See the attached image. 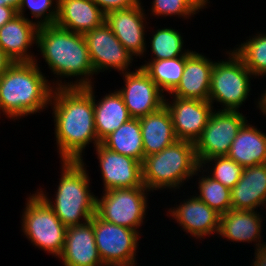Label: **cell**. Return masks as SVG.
<instances>
[{
  "mask_svg": "<svg viewBox=\"0 0 266 266\" xmlns=\"http://www.w3.org/2000/svg\"><path fill=\"white\" fill-rule=\"evenodd\" d=\"M21 0H0V6H9L18 10Z\"/></svg>",
  "mask_w": 266,
  "mask_h": 266,
  "instance_id": "cell-40",
  "label": "cell"
},
{
  "mask_svg": "<svg viewBox=\"0 0 266 266\" xmlns=\"http://www.w3.org/2000/svg\"><path fill=\"white\" fill-rule=\"evenodd\" d=\"M181 34L177 29L171 27L156 29L149 42L153 57L148 60H162L188 55L191 50L183 49L184 40Z\"/></svg>",
  "mask_w": 266,
  "mask_h": 266,
  "instance_id": "cell-30",
  "label": "cell"
},
{
  "mask_svg": "<svg viewBox=\"0 0 266 266\" xmlns=\"http://www.w3.org/2000/svg\"><path fill=\"white\" fill-rule=\"evenodd\" d=\"M199 166L194 143L177 140L159 153L145 156L142 163V182L152 192L159 189L175 192L199 174Z\"/></svg>",
  "mask_w": 266,
  "mask_h": 266,
  "instance_id": "cell-5",
  "label": "cell"
},
{
  "mask_svg": "<svg viewBox=\"0 0 266 266\" xmlns=\"http://www.w3.org/2000/svg\"><path fill=\"white\" fill-rule=\"evenodd\" d=\"M94 149L99 160L103 191L144 186L141 162L130 156L111 151L101 143Z\"/></svg>",
  "mask_w": 266,
  "mask_h": 266,
  "instance_id": "cell-15",
  "label": "cell"
},
{
  "mask_svg": "<svg viewBox=\"0 0 266 266\" xmlns=\"http://www.w3.org/2000/svg\"><path fill=\"white\" fill-rule=\"evenodd\" d=\"M58 259L64 266H104L91 221L67 227L64 248Z\"/></svg>",
  "mask_w": 266,
  "mask_h": 266,
  "instance_id": "cell-18",
  "label": "cell"
},
{
  "mask_svg": "<svg viewBox=\"0 0 266 266\" xmlns=\"http://www.w3.org/2000/svg\"><path fill=\"white\" fill-rule=\"evenodd\" d=\"M214 63L204 54L192 50L186 55L182 78L169 96L207 101Z\"/></svg>",
  "mask_w": 266,
  "mask_h": 266,
  "instance_id": "cell-19",
  "label": "cell"
},
{
  "mask_svg": "<svg viewBox=\"0 0 266 266\" xmlns=\"http://www.w3.org/2000/svg\"><path fill=\"white\" fill-rule=\"evenodd\" d=\"M61 178L54 200L42 188L35 192L49 205L66 227L82 225L95 215L96 196L84 161H60Z\"/></svg>",
  "mask_w": 266,
  "mask_h": 266,
  "instance_id": "cell-4",
  "label": "cell"
},
{
  "mask_svg": "<svg viewBox=\"0 0 266 266\" xmlns=\"http://www.w3.org/2000/svg\"><path fill=\"white\" fill-rule=\"evenodd\" d=\"M145 186L117 188L96 196L95 214L106 222L136 230L144 224L148 207Z\"/></svg>",
  "mask_w": 266,
  "mask_h": 266,
  "instance_id": "cell-8",
  "label": "cell"
},
{
  "mask_svg": "<svg viewBox=\"0 0 266 266\" xmlns=\"http://www.w3.org/2000/svg\"><path fill=\"white\" fill-rule=\"evenodd\" d=\"M27 9L38 26L55 24L58 15V0H21L17 14L29 19L24 13Z\"/></svg>",
  "mask_w": 266,
  "mask_h": 266,
  "instance_id": "cell-32",
  "label": "cell"
},
{
  "mask_svg": "<svg viewBox=\"0 0 266 266\" xmlns=\"http://www.w3.org/2000/svg\"><path fill=\"white\" fill-rule=\"evenodd\" d=\"M36 46L51 73L57 77V80L50 82L53 88L94 85L95 78L92 76L95 71L83 34L71 32L56 24L39 26ZM68 77H76V80L74 83L66 82L65 78Z\"/></svg>",
  "mask_w": 266,
  "mask_h": 266,
  "instance_id": "cell-2",
  "label": "cell"
},
{
  "mask_svg": "<svg viewBox=\"0 0 266 266\" xmlns=\"http://www.w3.org/2000/svg\"><path fill=\"white\" fill-rule=\"evenodd\" d=\"M101 144L116 153L130 156L143 163L145 159L139 118H131L106 136Z\"/></svg>",
  "mask_w": 266,
  "mask_h": 266,
  "instance_id": "cell-26",
  "label": "cell"
},
{
  "mask_svg": "<svg viewBox=\"0 0 266 266\" xmlns=\"http://www.w3.org/2000/svg\"><path fill=\"white\" fill-rule=\"evenodd\" d=\"M211 162V163H210ZM215 163V164H214ZM213 166H210V165ZM207 165V166H206ZM200 167H204L207 174L220 182L230 190L237 184L243 172V167L237 164L234 160L227 155L215 156L209 159L203 160L200 163ZM210 172V173H209Z\"/></svg>",
  "mask_w": 266,
  "mask_h": 266,
  "instance_id": "cell-31",
  "label": "cell"
},
{
  "mask_svg": "<svg viewBox=\"0 0 266 266\" xmlns=\"http://www.w3.org/2000/svg\"><path fill=\"white\" fill-rule=\"evenodd\" d=\"M190 5L199 13L200 10L207 8L206 5L210 4L209 0H187ZM209 3V4H208Z\"/></svg>",
  "mask_w": 266,
  "mask_h": 266,
  "instance_id": "cell-38",
  "label": "cell"
},
{
  "mask_svg": "<svg viewBox=\"0 0 266 266\" xmlns=\"http://www.w3.org/2000/svg\"><path fill=\"white\" fill-rule=\"evenodd\" d=\"M105 23V13L92 0H58L55 24L85 34Z\"/></svg>",
  "mask_w": 266,
  "mask_h": 266,
  "instance_id": "cell-22",
  "label": "cell"
},
{
  "mask_svg": "<svg viewBox=\"0 0 266 266\" xmlns=\"http://www.w3.org/2000/svg\"><path fill=\"white\" fill-rule=\"evenodd\" d=\"M230 195L233 210H266V163L244 168Z\"/></svg>",
  "mask_w": 266,
  "mask_h": 266,
  "instance_id": "cell-21",
  "label": "cell"
},
{
  "mask_svg": "<svg viewBox=\"0 0 266 266\" xmlns=\"http://www.w3.org/2000/svg\"><path fill=\"white\" fill-rule=\"evenodd\" d=\"M151 3L150 12L154 17L176 15L179 18L191 19L190 17L198 13L187 0H153Z\"/></svg>",
  "mask_w": 266,
  "mask_h": 266,
  "instance_id": "cell-33",
  "label": "cell"
},
{
  "mask_svg": "<svg viewBox=\"0 0 266 266\" xmlns=\"http://www.w3.org/2000/svg\"><path fill=\"white\" fill-rule=\"evenodd\" d=\"M17 15L16 9L9 6H0V28Z\"/></svg>",
  "mask_w": 266,
  "mask_h": 266,
  "instance_id": "cell-35",
  "label": "cell"
},
{
  "mask_svg": "<svg viewBox=\"0 0 266 266\" xmlns=\"http://www.w3.org/2000/svg\"><path fill=\"white\" fill-rule=\"evenodd\" d=\"M93 96L94 121L98 140L101 142L110 133L117 130L123 123L129 121L128 109L118 89L106 93L97 101L95 98L94 85L85 87ZM97 101V102H96Z\"/></svg>",
  "mask_w": 266,
  "mask_h": 266,
  "instance_id": "cell-23",
  "label": "cell"
},
{
  "mask_svg": "<svg viewBox=\"0 0 266 266\" xmlns=\"http://www.w3.org/2000/svg\"><path fill=\"white\" fill-rule=\"evenodd\" d=\"M120 74L125 83L118 92L132 118L154 113L165 105L166 95L141 67Z\"/></svg>",
  "mask_w": 266,
  "mask_h": 266,
  "instance_id": "cell-12",
  "label": "cell"
},
{
  "mask_svg": "<svg viewBox=\"0 0 266 266\" xmlns=\"http://www.w3.org/2000/svg\"><path fill=\"white\" fill-rule=\"evenodd\" d=\"M38 29L33 19L17 15L0 28V48L13 63L33 62L37 56L29 49L37 44Z\"/></svg>",
  "mask_w": 266,
  "mask_h": 266,
  "instance_id": "cell-17",
  "label": "cell"
},
{
  "mask_svg": "<svg viewBox=\"0 0 266 266\" xmlns=\"http://www.w3.org/2000/svg\"><path fill=\"white\" fill-rule=\"evenodd\" d=\"M248 122L239 130L227 154L243 168L266 163V133Z\"/></svg>",
  "mask_w": 266,
  "mask_h": 266,
  "instance_id": "cell-25",
  "label": "cell"
},
{
  "mask_svg": "<svg viewBox=\"0 0 266 266\" xmlns=\"http://www.w3.org/2000/svg\"><path fill=\"white\" fill-rule=\"evenodd\" d=\"M141 3L129 9L115 10L105 14L106 25L136 59L137 57L143 58L147 52L145 38L147 31L145 29L148 17Z\"/></svg>",
  "mask_w": 266,
  "mask_h": 266,
  "instance_id": "cell-13",
  "label": "cell"
},
{
  "mask_svg": "<svg viewBox=\"0 0 266 266\" xmlns=\"http://www.w3.org/2000/svg\"><path fill=\"white\" fill-rule=\"evenodd\" d=\"M253 36V37H252ZM241 42L233 51L242 59L246 68L258 79L266 77V33L257 32Z\"/></svg>",
  "mask_w": 266,
  "mask_h": 266,
  "instance_id": "cell-29",
  "label": "cell"
},
{
  "mask_svg": "<svg viewBox=\"0 0 266 266\" xmlns=\"http://www.w3.org/2000/svg\"><path fill=\"white\" fill-rule=\"evenodd\" d=\"M95 75L106 70L129 72L135 59L104 23L84 34Z\"/></svg>",
  "mask_w": 266,
  "mask_h": 266,
  "instance_id": "cell-11",
  "label": "cell"
},
{
  "mask_svg": "<svg viewBox=\"0 0 266 266\" xmlns=\"http://www.w3.org/2000/svg\"><path fill=\"white\" fill-rule=\"evenodd\" d=\"M247 121L242 112L214 109L201 136L194 143L199 164L211 157L227 155L232 141Z\"/></svg>",
  "mask_w": 266,
  "mask_h": 266,
  "instance_id": "cell-10",
  "label": "cell"
},
{
  "mask_svg": "<svg viewBox=\"0 0 266 266\" xmlns=\"http://www.w3.org/2000/svg\"><path fill=\"white\" fill-rule=\"evenodd\" d=\"M12 60L0 48V77L4 74L7 68L12 64Z\"/></svg>",
  "mask_w": 266,
  "mask_h": 266,
  "instance_id": "cell-37",
  "label": "cell"
},
{
  "mask_svg": "<svg viewBox=\"0 0 266 266\" xmlns=\"http://www.w3.org/2000/svg\"><path fill=\"white\" fill-rule=\"evenodd\" d=\"M225 60L215 61L211 71L208 101L219 103L222 109L239 111L250 96L251 79L256 78L244 65L242 59L231 49Z\"/></svg>",
  "mask_w": 266,
  "mask_h": 266,
  "instance_id": "cell-6",
  "label": "cell"
},
{
  "mask_svg": "<svg viewBox=\"0 0 266 266\" xmlns=\"http://www.w3.org/2000/svg\"><path fill=\"white\" fill-rule=\"evenodd\" d=\"M263 215L256 211L233 210L230 209L227 213L219 217L218 236L225 238L231 242H247L254 244L258 249L264 245L262 239ZM262 239V240H261Z\"/></svg>",
  "mask_w": 266,
  "mask_h": 266,
  "instance_id": "cell-20",
  "label": "cell"
},
{
  "mask_svg": "<svg viewBox=\"0 0 266 266\" xmlns=\"http://www.w3.org/2000/svg\"><path fill=\"white\" fill-rule=\"evenodd\" d=\"M93 224L95 243L104 266H130L137 264L136 253L141 234L136 230L109 223L96 214Z\"/></svg>",
  "mask_w": 266,
  "mask_h": 266,
  "instance_id": "cell-9",
  "label": "cell"
},
{
  "mask_svg": "<svg viewBox=\"0 0 266 266\" xmlns=\"http://www.w3.org/2000/svg\"><path fill=\"white\" fill-rule=\"evenodd\" d=\"M139 122L145 156L159 153L178 140L171 114L165 105L158 111L139 118Z\"/></svg>",
  "mask_w": 266,
  "mask_h": 266,
  "instance_id": "cell-24",
  "label": "cell"
},
{
  "mask_svg": "<svg viewBox=\"0 0 266 266\" xmlns=\"http://www.w3.org/2000/svg\"><path fill=\"white\" fill-rule=\"evenodd\" d=\"M255 260L253 259L251 263H253L251 266H266V245L255 249Z\"/></svg>",
  "mask_w": 266,
  "mask_h": 266,
  "instance_id": "cell-36",
  "label": "cell"
},
{
  "mask_svg": "<svg viewBox=\"0 0 266 266\" xmlns=\"http://www.w3.org/2000/svg\"><path fill=\"white\" fill-rule=\"evenodd\" d=\"M21 229L33 246L58 258L63 251L67 227L49 205L37 194L26 198Z\"/></svg>",
  "mask_w": 266,
  "mask_h": 266,
  "instance_id": "cell-7",
  "label": "cell"
},
{
  "mask_svg": "<svg viewBox=\"0 0 266 266\" xmlns=\"http://www.w3.org/2000/svg\"><path fill=\"white\" fill-rule=\"evenodd\" d=\"M199 172L200 174L202 172V174L198 177V183H196L199 192V194L196 193V196L220 216L227 213L232 209L231 190L210 177L200 166Z\"/></svg>",
  "mask_w": 266,
  "mask_h": 266,
  "instance_id": "cell-28",
  "label": "cell"
},
{
  "mask_svg": "<svg viewBox=\"0 0 266 266\" xmlns=\"http://www.w3.org/2000/svg\"><path fill=\"white\" fill-rule=\"evenodd\" d=\"M264 93L261 94V97H258V101L256 102V108H258V110H260L264 117H266V90L263 91Z\"/></svg>",
  "mask_w": 266,
  "mask_h": 266,
  "instance_id": "cell-39",
  "label": "cell"
},
{
  "mask_svg": "<svg viewBox=\"0 0 266 266\" xmlns=\"http://www.w3.org/2000/svg\"><path fill=\"white\" fill-rule=\"evenodd\" d=\"M185 61L186 55L162 60H145V64L140 65V67L163 93L170 94L182 78Z\"/></svg>",
  "mask_w": 266,
  "mask_h": 266,
  "instance_id": "cell-27",
  "label": "cell"
},
{
  "mask_svg": "<svg viewBox=\"0 0 266 266\" xmlns=\"http://www.w3.org/2000/svg\"><path fill=\"white\" fill-rule=\"evenodd\" d=\"M174 206L176 207L168 209L167 217L169 215L173 220L175 219L182 230L195 240L218 234L220 215L196 195H190L188 199H183Z\"/></svg>",
  "mask_w": 266,
  "mask_h": 266,
  "instance_id": "cell-16",
  "label": "cell"
},
{
  "mask_svg": "<svg viewBox=\"0 0 266 266\" xmlns=\"http://www.w3.org/2000/svg\"><path fill=\"white\" fill-rule=\"evenodd\" d=\"M61 161H83L85 147L101 143L96 134L93 96L85 87L54 88L50 104Z\"/></svg>",
  "mask_w": 266,
  "mask_h": 266,
  "instance_id": "cell-1",
  "label": "cell"
},
{
  "mask_svg": "<svg viewBox=\"0 0 266 266\" xmlns=\"http://www.w3.org/2000/svg\"><path fill=\"white\" fill-rule=\"evenodd\" d=\"M37 62L12 63L0 77V115L15 121L48 108L54 88Z\"/></svg>",
  "mask_w": 266,
  "mask_h": 266,
  "instance_id": "cell-3",
  "label": "cell"
},
{
  "mask_svg": "<svg viewBox=\"0 0 266 266\" xmlns=\"http://www.w3.org/2000/svg\"><path fill=\"white\" fill-rule=\"evenodd\" d=\"M105 14L115 10L129 9L141 2V0H92Z\"/></svg>",
  "mask_w": 266,
  "mask_h": 266,
  "instance_id": "cell-34",
  "label": "cell"
},
{
  "mask_svg": "<svg viewBox=\"0 0 266 266\" xmlns=\"http://www.w3.org/2000/svg\"><path fill=\"white\" fill-rule=\"evenodd\" d=\"M165 106L172 118L174 132L178 140L193 143L201 136L214 106L207 100L165 98Z\"/></svg>",
  "mask_w": 266,
  "mask_h": 266,
  "instance_id": "cell-14",
  "label": "cell"
}]
</instances>
